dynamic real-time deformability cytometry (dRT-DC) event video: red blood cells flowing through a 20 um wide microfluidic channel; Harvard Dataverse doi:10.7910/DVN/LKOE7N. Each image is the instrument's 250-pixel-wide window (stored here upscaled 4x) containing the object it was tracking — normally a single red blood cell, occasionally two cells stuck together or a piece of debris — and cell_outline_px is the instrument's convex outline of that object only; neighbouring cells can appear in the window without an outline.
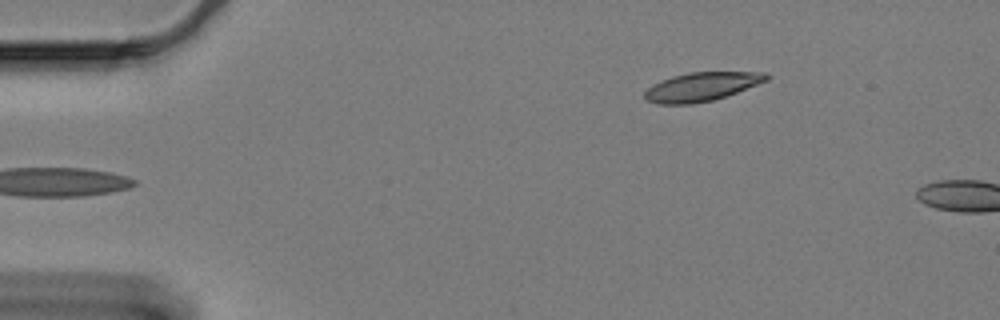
{"species": "Egyptian fruit bat (a non-hibernating species)", "species_latin": "Rousettus aegyptiacus", "temperature_condition": "cold", "stored_images_in_passage": 4, "camera_frame_rate_fps": 3000, "um_per_image_px": 0.085, "animal": {"sex": "female"}, "frame": {"image": 1, "passage_image": 1, "time_ms": 0.0, "image_size_px": [1000, 320], "cell_outline_px": [[772, 76], [768, 80], [736, 92], [712, 100], [692, 104], [660, 104], [648, 100], [644, 96], [644, 92], [652, 84], [660, 80], [672, 76], [688, 72], [764, 72]], "centroid_in_image_um": [59.62, 7.36], "position_along_channel_um": 25.4, "area_um2": 20.29}}